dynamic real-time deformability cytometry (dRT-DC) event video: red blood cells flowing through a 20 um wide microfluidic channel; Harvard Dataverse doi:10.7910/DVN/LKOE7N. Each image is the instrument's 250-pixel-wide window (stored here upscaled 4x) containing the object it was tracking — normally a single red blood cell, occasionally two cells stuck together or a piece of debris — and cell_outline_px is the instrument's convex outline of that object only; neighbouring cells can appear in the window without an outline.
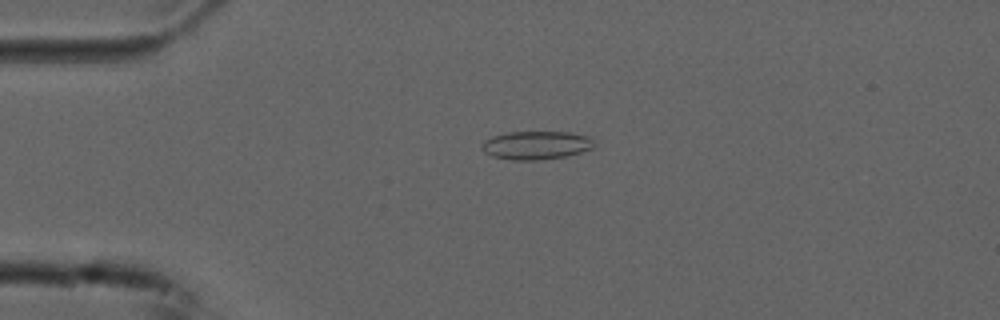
{"species": "common noctule bat (a hibernating species)", "species_latin": "Nyctalus noctula", "temperature_condition": "cold", "stored_images_in_passage": 54, "camera_frame_rate_fps": 3000, "um_per_image_px": 0.085, "animal": {"sex": "male", "forearm_length_mm": 52.5}, "frame": {"image": 1, "passage_image": 13, "time_ms": 4.0, "image_size_px": [1000, 320], "cell_outline_px": [[592, 148], [580, 152], [564, 156], [536, 160], [512, 160], [492, 156], [484, 152], [480, 148], [484, 140], [492, 136], [508, 132], [568, 132], [588, 136], [592, 140]], "centroid_in_image_um": [45.51, 12.34], "position_along_channel_um": 39.5, "area_um2": 18.38}}
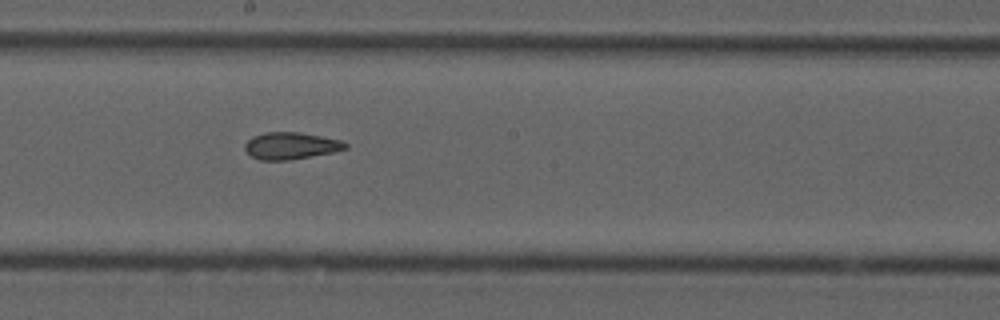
{"frame": {"image": 2, "passage_image": 30, "time_ms": 9.667, "image_size_px": [1000, 320], "cell_outline_px": [[348, 148], [332, 152], [288, 160], [260, 160], [252, 156], [244, 148], [244, 144], [252, 136], [264, 132], [300, 132], [340, 140], [348, 144]], "centroid_in_image_um": [24.7, 12.38], "position_along_channel_um": 223.5, "area_um2": 15.66}}
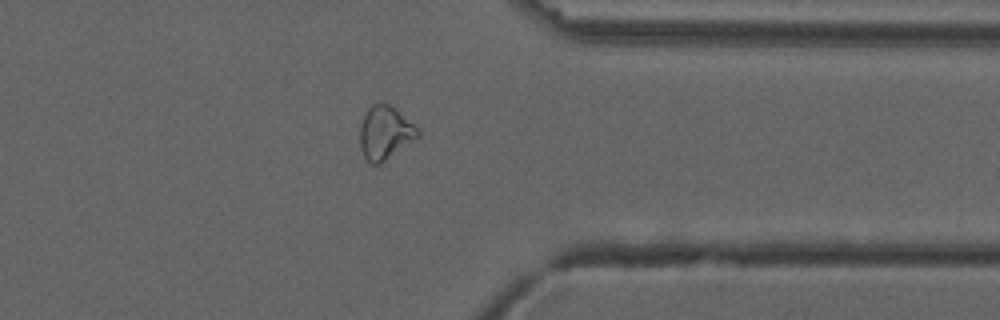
{"frame": {"image": 3, "passage_image": 43, "time_ms": 14.0, "image_size_px": [1000, 320], "cell_outline_px": [[420, 136], [380, 164], [372, 164], [364, 156], [360, 148], [360, 124], [368, 108], [372, 104], [380, 100], [396, 108], [420, 132]], "centroid_in_image_um": [32.71, 11.26], "position_along_channel_um": 378.7, "area_um2": 17.98}, "authors_computed_cell_mechanics": {"area_um2": 18.0336, "velocity_mm_per_s": 3.7593, "shape_relaxation_time_tau1_ms": null, "shape_relaxation_time_tau2_ms": 2.3929, "deformation_change_tau1": null, "deformation_change_tau2": 0.0824}}